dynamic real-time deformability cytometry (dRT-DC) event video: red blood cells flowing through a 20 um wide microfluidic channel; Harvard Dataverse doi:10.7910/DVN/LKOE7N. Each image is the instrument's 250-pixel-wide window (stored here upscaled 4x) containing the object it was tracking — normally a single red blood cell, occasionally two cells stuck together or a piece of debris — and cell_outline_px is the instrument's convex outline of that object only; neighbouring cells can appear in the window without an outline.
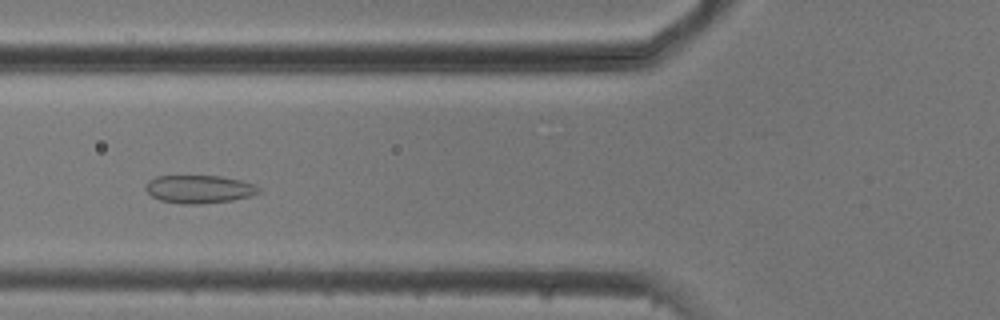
{"species": "common noctule bat (a hibernating species)", "species_latin": "Nyctalus noctula", "temperature_condition": "cold", "stored_images_in_passage": 53, "camera_frame_rate_fps": 3000, "um_per_image_px": 0.085, "animal": {"sex": "male", "body_mass_g": 20.5, "forearm_length_mm": 52.5}, "frame": {"image": 1, "passage_image": 20, "time_ms": 6.333, "image_size_px": [1000, 320], "cell_outline_px": [[260, 192], [252, 196], [232, 200], [200, 204], [180, 204], [160, 200], [152, 196], [144, 188], [148, 180], [156, 176], [220, 176], [240, 180], [256, 184], [260, 188]], "centroid_in_image_um": [16.94, 16.08], "position_along_channel_um": 108.9, "area_um2": 18.61}}
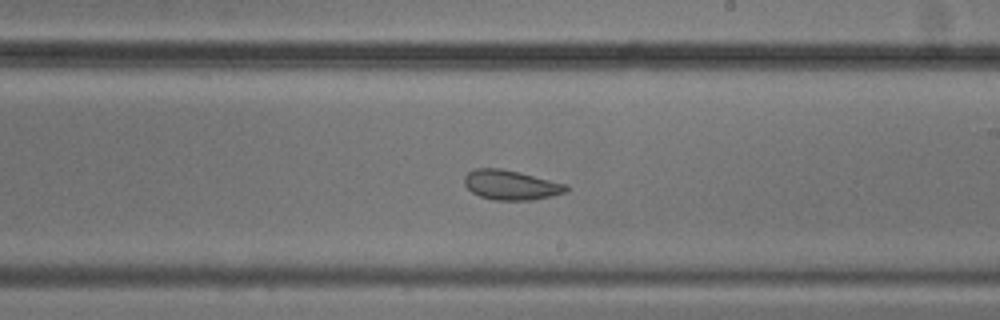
{"frame": {"image": 2, "passage_image": 31, "time_ms": 10.0, "image_size_px": [1000, 320], "cell_outline_px": [[568, 192], [536, 200], [492, 200], [480, 196], [472, 192], [464, 184], [464, 176], [468, 172], [476, 168], [500, 168], [520, 172], [568, 184]], "centroid_in_image_um": [43.46, 15.73], "position_along_channel_um": 245.5, "area_um2": 17.86}}
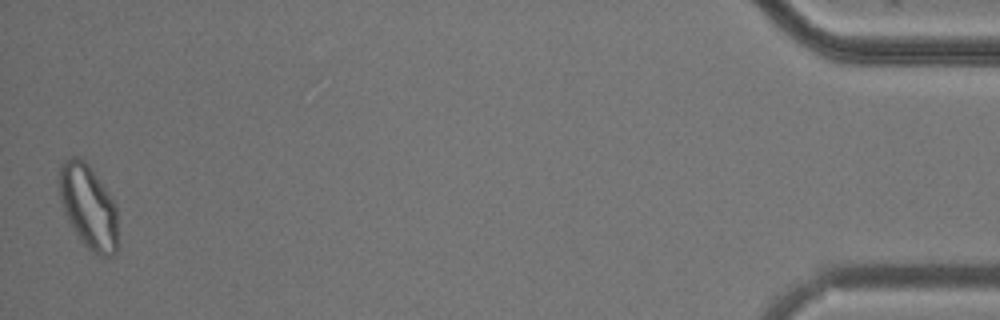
{"frame": {"image": 3, "passage_image": 53, "time_ms": 17.333, "image_size_px": [1000, 320], "cell_outline_px": [[116, 252], [112, 256], [100, 256], [92, 252], [80, 240], [68, 220], [64, 212], [60, 200], [60, 164], [64, 160], [72, 156], [80, 156], [92, 168], [116, 204]], "centroid_in_image_um": [7.5, 17.54], "position_along_channel_um": 427.7, "area_um2": 28.55}, "authors_computed_cell_mechanics": {"area_um2": 23.2356, "velocity_mm_per_s": 3.7218, "shape_relaxation_time_tau1_ms": null, "shape_relaxation_time_tau2_ms": 2.1815, "deformation_change_tau1": null, "deformation_change_tau2": 0.0639}}